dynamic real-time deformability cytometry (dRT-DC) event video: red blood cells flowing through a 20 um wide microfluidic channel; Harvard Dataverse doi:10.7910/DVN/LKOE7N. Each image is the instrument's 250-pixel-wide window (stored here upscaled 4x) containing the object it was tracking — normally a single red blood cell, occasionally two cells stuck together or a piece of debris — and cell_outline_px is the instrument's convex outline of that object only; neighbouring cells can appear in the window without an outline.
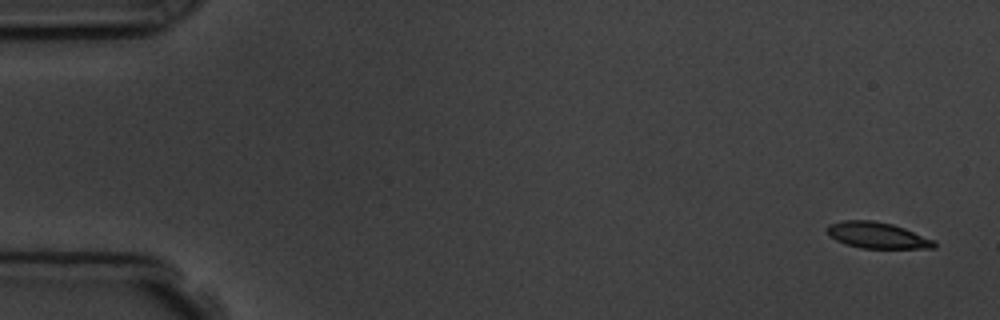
{"species": "common noctule bat (a hibernating species)", "species_latin": "Nyctalus noctula", "temperature_condition": "room temperature", "stored_images_in_passage": 5, "camera_frame_rate_fps": 3000, "um_per_image_px": 0.085, "animal": {"sex": "male", "body_mass_g": 19.5, "forearm_length_mm": 54.6}, "frame": {"image": 1, "passage_image": 1, "time_ms": 0.0, "image_size_px": [1000, 320], "cell_outline_px": [[936, 248], [860, 248], [844, 244], [828, 236], [828, 224], [844, 220], [872, 220], [892, 224], [904, 228], [936, 240]], "centroid_in_image_um": [74.57, 20.0], "position_along_channel_um": 10.4, "area_um2": 16.42}}
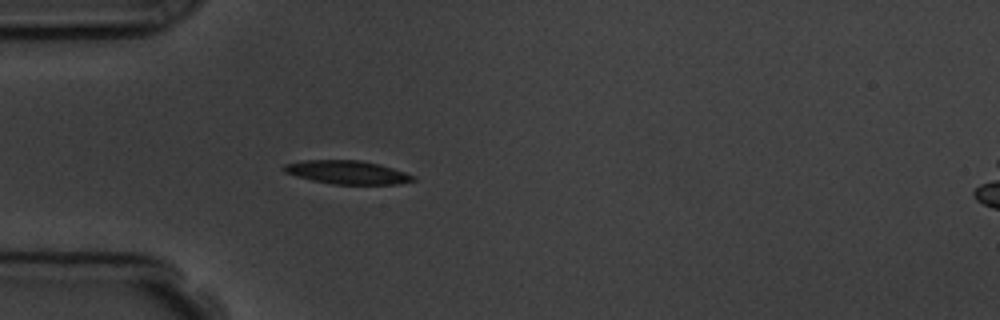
{"frame": {"image": 2, "passage_image": 5, "time_ms": 4.667, "image_size_px": [1000, 320], "cell_outline_px": [[416, 180], [396, 184], [332, 184], [312, 180], [296, 176], [284, 172], [280, 168], [284, 164], [304, 160], [360, 160], [380, 164], [416, 176]], "centroid_in_image_um": [29.49, 14.64], "position_along_channel_um": 55.5, "area_um2": 17.69}}